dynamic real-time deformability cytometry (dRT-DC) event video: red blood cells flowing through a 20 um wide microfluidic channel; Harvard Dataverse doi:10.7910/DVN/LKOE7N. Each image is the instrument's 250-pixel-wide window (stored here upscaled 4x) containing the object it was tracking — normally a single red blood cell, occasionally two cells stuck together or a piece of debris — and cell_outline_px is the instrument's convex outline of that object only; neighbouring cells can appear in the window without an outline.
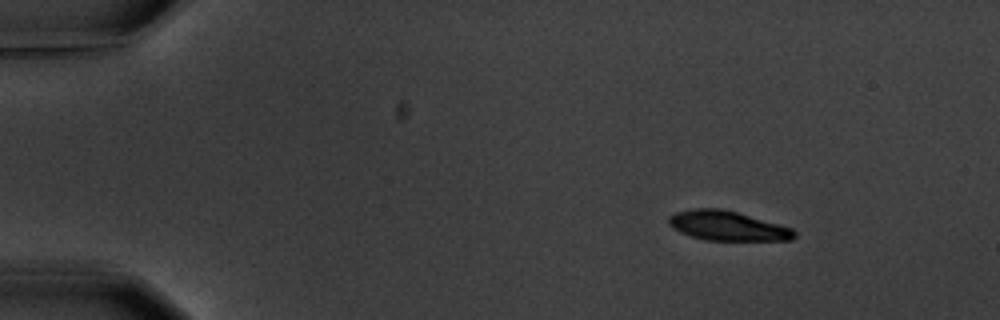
{"species": "common noctule bat (a hibernating species)", "species_latin": "Nyctalus noctula", "temperature_condition": "warm", "stored_images_in_passage": 3, "camera_frame_rate_fps": 3000, "um_per_image_px": 0.085, "animal": {"sex": "male", "body_mass_g": 20.1, "forearm_length_mm": 53.5}, "frame": {"image": 1, "passage_image": 1, "time_ms": 0.0, "image_size_px": [1000, 320], "cell_outline_px": [[796, 236], [792, 240], [704, 240], [680, 232], [672, 228], [668, 224], [668, 216], [676, 212], [692, 208], [720, 208], [736, 212], [792, 228], [796, 232]], "centroid_in_image_um": [61.8, 19.19], "position_along_channel_um": 23.2, "area_um2": 21.56}}
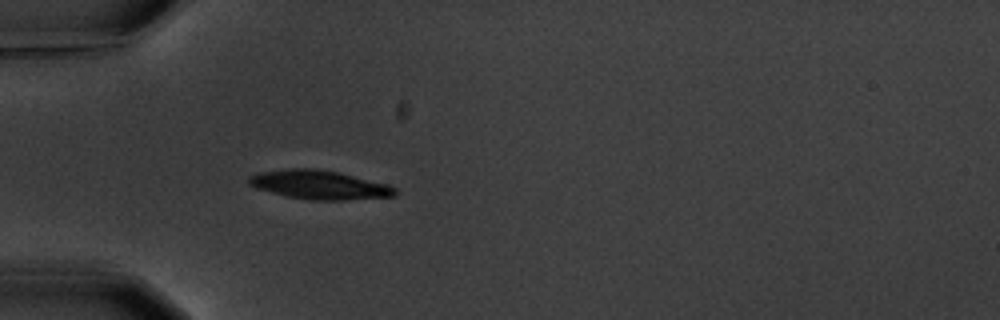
{"frame": {"image": 2, "passage_image": 3, "time_ms": 3.333, "image_size_px": [1000, 320], "cell_outline_px": [[396, 196], [344, 200], [312, 200], [288, 196], [256, 188], [248, 184], [248, 176], [260, 172], [288, 168], [312, 168], [336, 172], [388, 184], [396, 188]], "centroid_in_image_um": [27.14, 15.71], "position_along_channel_um": 57.9, "area_um2": 24.39}}